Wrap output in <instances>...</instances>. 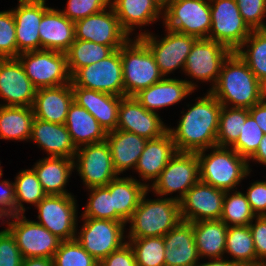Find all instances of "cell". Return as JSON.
Here are the masks:
<instances>
[{
  "instance_id": "cell-1",
  "label": "cell",
  "mask_w": 266,
  "mask_h": 266,
  "mask_svg": "<svg viewBox=\"0 0 266 266\" xmlns=\"http://www.w3.org/2000/svg\"><path fill=\"white\" fill-rule=\"evenodd\" d=\"M197 101L177 122V127H168L177 152L197 153L210 147L217 146L219 114L222 104L209 92Z\"/></svg>"
},
{
  "instance_id": "cell-2",
  "label": "cell",
  "mask_w": 266,
  "mask_h": 266,
  "mask_svg": "<svg viewBox=\"0 0 266 266\" xmlns=\"http://www.w3.org/2000/svg\"><path fill=\"white\" fill-rule=\"evenodd\" d=\"M222 106L250 109L261 101L260 81L236 52L224 61L215 86L209 91Z\"/></svg>"
},
{
  "instance_id": "cell-3",
  "label": "cell",
  "mask_w": 266,
  "mask_h": 266,
  "mask_svg": "<svg viewBox=\"0 0 266 266\" xmlns=\"http://www.w3.org/2000/svg\"><path fill=\"white\" fill-rule=\"evenodd\" d=\"M149 189L142 196L138 207L127 221L129 232L127 239L145 237H163L173 229L181 219L180 203L171 197L146 199Z\"/></svg>"
},
{
  "instance_id": "cell-4",
  "label": "cell",
  "mask_w": 266,
  "mask_h": 266,
  "mask_svg": "<svg viewBox=\"0 0 266 266\" xmlns=\"http://www.w3.org/2000/svg\"><path fill=\"white\" fill-rule=\"evenodd\" d=\"M208 150L210 153L206 154ZM197 157L200 180L225 192L237 190L241 181L251 173L248 160L231 147H210L197 152Z\"/></svg>"
},
{
  "instance_id": "cell-5",
  "label": "cell",
  "mask_w": 266,
  "mask_h": 266,
  "mask_svg": "<svg viewBox=\"0 0 266 266\" xmlns=\"http://www.w3.org/2000/svg\"><path fill=\"white\" fill-rule=\"evenodd\" d=\"M120 56L124 96H134L164 78L152 52L140 38H130L120 48Z\"/></svg>"
},
{
  "instance_id": "cell-6",
  "label": "cell",
  "mask_w": 266,
  "mask_h": 266,
  "mask_svg": "<svg viewBox=\"0 0 266 266\" xmlns=\"http://www.w3.org/2000/svg\"><path fill=\"white\" fill-rule=\"evenodd\" d=\"M17 59L36 89L71 83L65 52L35 50L22 52Z\"/></svg>"
},
{
  "instance_id": "cell-7",
  "label": "cell",
  "mask_w": 266,
  "mask_h": 266,
  "mask_svg": "<svg viewBox=\"0 0 266 266\" xmlns=\"http://www.w3.org/2000/svg\"><path fill=\"white\" fill-rule=\"evenodd\" d=\"M163 26L172 31L208 38L211 30L209 0H171L163 8Z\"/></svg>"
},
{
  "instance_id": "cell-8",
  "label": "cell",
  "mask_w": 266,
  "mask_h": 266,
  "mask_svg": "<svg viewBox=\"0 0 266 266\" xmlns=\"http://www.w3.org/2000/svg\"><path fill=\"white\" fill-rule=\"evenodd\" d=\"M199 180L197 153L176 152L148 189L157 197H164L177 192L179 195L177 194L172 198L180 201Z\"/></svg>"
},
{
  "instance_id": "cell-9",
  "label": "cell",
  "mask_w": 266,
  "mask_h": 266,
  "mask_svg": "<svg viewBox=\"0 0 266 266\" xmlns=\"http://www.w3.org/2000/svg\"><path fill=\"white\" fill-rule=\"evenodd\" d=\"M81 219L84 222L80 231H76L78 234L75 239L99 263L127 243L124 234L127 222L95 218Z\"/></svg>"
},
{
  "instance_id": "cell-10",
  "label": "cell",
  "mask_w": 266,
  "mask_h": 266,
  "mask_svg": "<svg viewBox=\"0 0 266 266\" xmlns=\"http://www.w3.org/2000/svg\"><path fill=\"white\" fill-rule=\"evenodd\" d=\"M5 223L6 228L14 236L23 258H53L62 242L36 221L27 219L24 214H16L5 220L3 224Z\"/></svg>"
},
{
  "instance_id": "cell-11",
  "label": "cell",
  "mask_w": 266,
  "mask_h": 266,
  "mask_svg": "<svg viewBox=\"0 0 266 266\" xmlns=\"http://www.w3.org/2000/svg\"><path fill=\"white\" fill-rule=\"evenodd\" d=\"M211 30L208 39L223 44L235 52L250 35L236 0H209Z\"/></svg>"
},
{
  "instance_id": "cell-12",
  "label": "cell",
  "mask_w": 266,
  "mask_h": 266,
  "mask_svg": "<svg viewBox=\"0 0 266 266\" xmlns=\"http://www.w3.org/2000/svg\"><path fill=\"white\" fill-rule=\"evenodd\" d=\"M74 194L46 195L35 207L38 210L36 221L60 240L76 238L78 230L77 200Z\"/></svg>"
},
{
  "instance_id": "cell-13",
  "label": "cell",
  "mask_w": 266,
  "mask_h": 266,
  "mask_svg": "<svg viewBox=\"0 0 266 266\" xmlns=\"http://www.w3.org/2000/svg\"><path fill=\"white\" fill-rule=\"evenodd\" d=\"M165 37L160 39L154 33H147L139 37L150 49L164 77H169L173 71L180 68L184 71L187 56L198 39L195 36L172 31L165 27Z\"/></svg>"
},
{
  "instance_id": "cell-14",
  "label": "cell",
  "mask_w": 266,
  "mask_h": 266,
  "mask_svg": "<svg viewBox=\"0 0 266 266\" xmlns=\"http://www.w3.org/2000/svg\"><path fill=\"white\" fill-rule=\"evenodd\" d=\"M71 86L124 97L120 49L96 63L80 68L71 76Z\"/></svg>"
},
{
  "instance_id": "cell-15",
  "label": "cell",
  "mask_w": 266,
  "mask_h": 266,
  "mask_svg": "<svg viewBox=\"0 0 266 266\" xmlns=\"http://www.w3.org/2000/svg\"><path fill=\"white\" fill-rule=\"evenodd\" d=\"M73 162L74 170H77L86 189L106 186L119 176L106 140L77 148Z\"/></svg>"
},
{
  "instance_id": "cell-16",
  "label": "cell",
  "mask_w": 266,
  "mask_h": 266,
  "mask_svg": "<svg viewBox=\"0 0 266 266\" xmlns=\"http://www.w3.org/2000/svg\"><path fill=\"white\" fill-rule=\"evenodd\" d=\"M232 51L208 38H198L187 56L184 75L196 82H210V91L216 84L224 61Z\"/></svg>"
},
{
  "instance_id": "cell-17",
  "label": "cell",
  "mask_w": 266,
  "mask_h": 266,
  "mask_svg": "<svg viewBox=\"0 0 266 266\" xmlns=\"http://www.w3.org/2000/svg\"><path fill=\"white\" fill-rule=\"evenodd\" d=\"M75 24V39L120 49L130 36L122 29L114 9L110 5L105 10L79 19Z\"/></svg>"
},
{
  "instance_id": "cell-18",
  "label": "cell",
  "mask_w": 266,
  "mask_h": 266,
  "mask_svg": "<svg viewBox=\"0 0 266 266\" xmlns=\"http://www.w3.org/2000/svg\"><path fill=\"white\" fill-rule=\"evenodd\" d=\"M225 194L199 180L179 201L181 219L188 222L220 220Z\"/></svg>"
},
{
  "instance_id": "cell-19",
  "label": "cell",
  "mask_w": 266,
  "mask_h": 266,
  "mask_svg": "<svg viewBox=\"0 0 266 266\" xmlns=\"http://www.w3.org/2000/svg\"><path fill=\"white\" fill-rule=\"evenodd\" d=\"M162 120L159 113L146 110L134 96H124L118 109L116 129L153 140L168 132V127Z\"/></svg>"
},
{
  "instance_id": "cell-20",
  "label": "cell",
  "mask_w": 266,
  "mask_h": 266,
  "mask_svg": "<svg viewBox=\"0 0 266 266\" xmlns=\"http://www.w3.org/2000/svg\"><path fill=\"white\" fill-rule=\"evenodd\" d=\"M36 90L17 58L0 59V105L32 107Z\"/></svg>"
},
{
  "instance_id": "cell-21",
  "label": "cell",
  "mask_w": 266,
  "mask_h": 266,
  "mask_svg": "<svg viewBox=\"0 0 266 266\" xmlns=\"http://www.w3.org/2000/svg\"><path fill=\"white\" fill-rule=\"evenodd\" d=\"M46 0H18L11 9L15 21L18 56L22 52L41 50L39 25L43 14L50 8Z\"/></svg>"
},
{
  "instance_id": "cell-22",
  "label": "cell",
  "mask_w": 266,
  "mask_h": 266,
  "mask_svg": "<svg viewBox=\"0 0 266 266\" xmlns=\"http://www.w3.org/2000/svg\"><path fill=\"white\" fill-rule=\"evenodd\" d=\"M199 86L194 80L164 77L150 87L139 91L134 98L148 111L173 106L191 95Z\"/></svg>"
},
{
  "instance_id": "cell-23",
  "label": "cell",
  "mask_w": 266,
  "mask_h": 266,
  "mask_svg": "<svg viewBox=\"0 0 266 266\" xmlns=\"http://www.w3.org/2000/svg\"><path fill=\"white\" fill-rule=\"evenodd\" d=\"M110 5L114 9L122 29L129 36H132V32L139 27L140 33H136L134 38H139L150 32L142 30L143 26L152 25L160 18L163 19V8L155 0H110Z\"/></svg>"
},
{
  "instance_id": "cell-24",
  "label": "cell",
  "mask_w": 266,
  "mask_h": 266,
  "mask_svg": "<svg viewBox=\"0 0 266 266\" xmlns=\"http://www.w3.org/2000/svg\"><path fill=\"white\" fill-rule=\"evenodd\" d=\"M71 88L74 102L93 115L107 133L116 130L121 96L79 86Z\"/></svg>"
},
{
  "instance_id": "cell-25",
  "label": "cell",
  "mask_w": 266,
  "mask_h": 266,
  "mask_svg": "<svg viewBox=\"0 0 266 266\" xmlns=\"http://www.w3.org/2000/svg\"><path fill=\"white\" fill-rule=\"evenodd\" d=\"M163 238L165 266H195L200 260L192 222L180 221Z\"/></svg>"
},
{
  "instance_id": "cell-26",
  "label": "cell",
  "mask_w": 266,
  "mask_h": 266,
  "mask_svg": "<svg viewBox=\"0 0 266 266\" xmlns=\"http://www.w3.org/2000/svg\"><path fill=\"white\" fill-rule=\"evenodd\" d=\"M73 101L71 83L37 89L32 106L34 116L45 122L65 124Z\"/></svg>"
},
{
  "instance_id": "cell-27",
  "label": "cell",
  "mask_w": 266,
  "mask_h": 266,
  "mask_svg": "<svg viewBox=\"0 0 266 266\" xmlns=\"http://www.w3.org/2000/svg\"><path fill=\"white\" fill-rule=\"evenodd\" d=\"M47 153V157H65L73 159L77 148L65 124L51 123L34 119L29 140Z\"/></svg>"
},
{
  "instance_id": "cell-28",
  "label": "cell",
  "mask_w": 266,
  "mask_h": 266,
  "mask_svg": "<svg viewBox=\"0 0 266 266\" xmlns=\"http://www.w3.org/2000/svg\"><path fill=\"white\" fill-rule=\"evenodd\" d=\"M176 152L174 141L169 132L157 139L148 140L134 172L136 171L138 177L144 181V185L149 187L148 181L154 182L159 177Z\"/></svg>"
},
{
  "instance_id": "cell-29",
  "label": "cell",
  "mask_w": 266,
  "mask_h": 266,
  "mask_svg": "<svg viewBox=\"0 0 266 266\" xmlns=\"http://www.w3.org/2000/svg\"><path fill=\"white\" fill-rule=\"evenodd\" d=\"M41 50L66 52L75 41V24L60 9L50 7L39 25Z\"/></svg>"
},
{
  "instance_id": "cell-30",
  "label": "cell",
  "mask_w": 266,
  "mask_h": 266,
  "mask_svg": "<svg viewBox=\"0 0 266 266\" xmlns=\"http://www.w3.org/2000/svg\"><path fill=\"white\" fill-rule=\"evenodd\" d=\"M106 141L114 169L120 175L131 168L134 171L148 140L135 133L116 129L107 133Z\"/></svg>"
},
{
  "instance_id": "cell-31",
  "label": "cell",
  "mask_w": 266,
  "mask_h": 266,
  "mask_svg": "<svg viewBox=\"0 0 266 266\" xmlns=\"http://www.w3.org/2000/svg\"><path fill=\"white\" fill-rule=\"evenodd\" d=\"M32 169L37 174L46 195H70L66 186L74 172V162L65 157H44L39 159Z\"/></svg>"
},
{
  "instance_id": "cell-32",
  "label": "cell",
  "mask_w": 266,
  "mask_h": 266,
  "mask_svg": "<svg viewBox=\"0 0 266 266\" xmlns=\"http://www.w3.org/2000/svg\"><path fill=\"white\" fill-rule=\"evenodd\" d=\"M65 126L76 148L103 142L107 137V132L94 116L74 101L67 113Z\"/></svg>"
},
{
  "instance_id": "cell-33",
  "label": "cell",
  "mask_w": 266,
  "mask_h": 266,
  "mask_svg": "<svg viewBox=\"0 0 266 266\" xmlns=\"http://www.w3.org/2000/svg\"><path fill=\"white\" fill-rule=\"evenodd\" d=\"M192 224L199 257L208 260L225 257L228 226L222 220H202Z\"/></svg>"
},
{
  "instance_id": "cell-34",
  "label": "cell",
  "mask_w": 266,
  "mask_h": 266,
  "mask_svg": "<svg viewBox=\"0 0 266 266\" xmlns=\"http://www.w3.org/2000/svg\"><path fill=\"white\" fill-rule=\"evenodd\" d=\"M106 187L110 190L112 197L113 209L127 222L139 202L148 190L144 183L136 179V177H117L109 182Z\"/></svg>"
},
{
  "instance_id": "cell-35",
  "label": "cell",
  "mask_w": 266,
  "mask_h": 266,
  "mask_svg": "<svg viewBox=\"0 0 266 266\" xmlns=\"http://www.w3.org/2000/svg\"><path fill=\"white\" fill-rule=\"evenodd\" d=\"M34 119L32 107L0 105V139L28 142Z\"/></svg>"
},
{
  "instance_id": "cell-36",
  "label": "cell",
  "mask_w": 266,
  "mask_h": 266,
  "mask_svg": "<svg viewBox=\"0 0 266 266\" xmlns=\"http://www.w3.org/2000/svg\"><path fill=\"white\" fill-rule=\"evenodd\" d=\"M239 266L256 265L261 262L256 258L253 236L249 226H228L225 254Z\"/></svg>"
},
{
  "instance_id": "cell-37",
  "label": "cell",
  "mask_w": 266,
  "mask_h": 266,
  "mask_svg": "<svg viewBox=\"0 0 266 266\" xmlns=\"http://www.w3.org/2000/svg\"><path fill=\"white\" fill-rule=\"evenodd\" d=\"M235 52L259 81L266 78V29L252 30Z\"/></svg>"
},
{
  "instance_id": "cell-38",
  "label": "cell",
  "mask_w": 266,
  "mask_h": 266,
  "mask_svg": "<svg viewBox=\"0 0 266 266\" xmlns=\"http://www.w3.org/2000/svg\"><path fill=\"white\" fill-rule=\"evenodd\" d=\"M114 51L111 46L75 39L70 48L65 52L70 76L82 67L107 58Z\"/></svg>"
},
{
  "instance_id": "cell-39",
  "label": "cell",
  "mask_w": 266,
  "mask_h": 266,
  "mask_svg": "<svg viewBox=\"0 0 266 266\" xmlns=\"http://www.w3.org/2000/svg\"><path fill=\"white\" fill-rule=\"evenodd\" d=\"M14 186L15 215L25 214L27 209L23 202L36 207L46 196L37 174L32 168L20 170L15 177Z\"/></svg>"
},
{
  "instance_id": "cell-40",
  "label": "cell",
  "mask_w": 266,
  "mask_h": 266,
  "mask_svg": "<svg viewBox=\"0 0 266 266\" xmlns=\"http://www.w3.org/2000/svg\"><path fill=\"white\" fill-rule=\"evenodd\" d=\"M248 115V109L222 106L216 135L217 146L231 147L239 138Z\"/></svg>"
},
{
  "instance_id": "cell-41",
  "label": "cell",
  "mask_w": 266,
  "mask_h": 266,
  "mask_svg": "<svg viewBox=\"0 0 266 266\" xmlns=\"http://www.w3.org/2000/svg\"><path fill=\"white\" fill-rule=\"evenodd\" d=\"M255 217L245 193L226 191L220 218L226 226H249Z\"/></svg>"
},
{
  "instance_id": "cell-42",
  "label": "cell",
  "mask_w": 266,
  "mask_h": 266,
  "mask_svg": "<svg viewBox=\"0 0 266 266\" xmlns=\"http://www.w3.org/2000/svg\"><path fill=\"white\" fill-rule=\"evenodd\" d=\"M87 204L82 212V218L107 219L126 222L114 209L110 190L106 186L92 187Z\"/></svg>"
},
{
  "instance_id": "cell-43",
  "label": "cell",
  "mask_w": 266,
  "mask_h": 266,
  "mask_svg": "<svg viewBox=\"0 0 266 266\" xmlns=\"http://www.w3.org/2000/svg\"><path fill=\"white\" fill-rule=\"evenodd\" d=\"M126 240L134 251L137 266H165L163 237Z\"/></svg>"
},
{
  "instance_id": "cell-44",
  "label": "cell",
  "mask_w": 266,
  "mask_h": 266,
  "mask_svg": "<svg viewBox=\"0 0 266 266\" xmlns=\"http://www.w3.org/2000/svg\"><path fill=\"white\" fill-rule=\"evenodd\" d=\"M52 260L54 266H99L76 239L62 241Z\"/></svg>"
},
{
  "instance_id": "cell-45",
  "label": "cell",
  "mask_w": 266,
  "mask_h": 266,
  "mask_svg": "<svg viewBox=\"0 0 266 266\" xmlns=\"http://www.w3.org/2000/svg\"><path fill=\"white\" fill-rule=\"evenodd\" d=\"M264 133L254 118L249 114L246 118L239 138L231 146L240 156L247 160L256 152Z\"/></svg>"
},
{
  "instance_id": "cell-46",
  "label": "cell",
  "mask_w": 266,
  "mask_h": 266,
  "mask_svg": "<svg viewBox=\"0 0 266 266\" xmlns=\"http://www.w3.org/2000/svg\"><path fill=\"white\" fill-rule=\"evenodd\" d=\"M16 28L11 10L0 11V59L17 58Z\"/></svg>"
},
{
  "instance_id": "cell-47",
  "label": "cell",
  "mask_w": 266,
  "mask_h": 266,
  "mask_svg": "<svg viewBox=\"0 0 266 266\" xmlns=\"http://www.w3.org/2000/svg\"><path fill=\"white\" fill-rule=\"evenodd\" d=\"M64 10H60L69 20L75 22L99 13L110 6V0H67Z\"/></svg>"
},
{
  "instance_id": "cell-48",
  "label": "cell",
  "mask_w": 266,
  "mask_h": 266,
  "mask_svg": "<svg viewBox=\"0 0 266 266\" xmlns=\"http://www.w3.org/2000/svg\"><path fill=\"white\" fill-rule=\"evenodd\" d=\"M244 22L251 30L266 29V0H236Z\"/></svg>"
},
{
  "instance_id": "cell-49",
  "label": "cell",
  "mask_w": 266,
  "mask_h": 266,
  "mask_svg": "<svg viewBox=\"0 0 266 266\" xmlns=\"http://www.w3.org/2000/svg\"><path fill=\"white\" fill-rule=\"evenodd\" d=\"M22 261L14 236L7 228L0 230V266H21Z\"/></svg>"
},
{
  "instance_id": "cell-50",
  "label": "cell",
  "mask_w": 266,
  "mask_h": 266,
  "mask_svg": "<svg viewBox=\"0 0 266 266\" xmlns=\"http://www.w3.org/2000/svg\"><path fill=\"white\" fill-rule=\"evenodd\" d=\"M245 194L255 216H266V181H254Z\"/></svg>"
},
{
  "instance_id": "cell-51",
  "label": "cell",
  "mask_w": 266,
  "mask_h": 266,
  "mask_svg": "<svg viewBox=\"0 0 266 266\" xmlns=\"http://www.w3.org/2000/svg\"><path fill=\"white\" fill-rule=\"evenodd\" d=\"M0 220L2 224L15 215V186L10 180L0 181ZM6 218V219H5Z\"/></svg>"
},
{
  "instance_id": "cell-52",
  "label": "cell",
  "mask_w": 266,
  "mask_h": 266,
  "mask_svg": "<svg viewBox=\"0 0 266 266\" xmlns=\"http://www.w3.org/2000/svg\"><path fill=\"white\" fill-rule=\"evenodd\" d=\"M249 227L253 236L256 258L266 263V216H256Z\"/></svg>"
},
{
  "instance_id": "cell-53",
  "label": "cell",
  "mask_w": 266,
  "mask_h": 266,
  "mask_svg": "<svg viewBox=\"0 0 266 266\" xmlns=\"http://www.w3.org/2000/svg\"><path fill=\"white\" fill-rule=\"evenodd\" d=\"M99 266H137L135 254L127 242L120 249L105 257Z\"/></svg>"
},
{
  "instance_id": "cell-54",
  "label": "cell",
  "mask_w": 266,
  "mask_h": 266,
  "mask_svg": "<svg viewBox=\"0 0 266 266\" xmlns=\"http://www.w3.org/2000/svg\"><path fill=\"white\" fill-rule=\"evenodd\" d=\"M248 111L262 129L263 133L266 134V102L260 101L248 109Z\"/></svg>"
},
{
  "instance_id": "cell-55",
  "label": "cell",
  "mask_w": 266,
  "mask_h": 266,
  "mask_svg": "<svg viewBox=\"0 0 266 266\" xmlns=\"http://www.w3.org/2000/svg\"><path fill=\"white\" fill-rule=\"evenodd\" d=\"M257 162L260 165L266 166V134H264L263 138L260 141L259 147L256 152L248 159V166L250 172L252 171L250 165V161Z\"/></svg>"
},
{
  "instance_id": "cell-56",
  "label": "cell",
  "mask_w": 266,
  "mask_h": 266,
  "mask_svg": "<svg viewBox=\"0 0 266 266\" xmlns=\"http://www.w3.org/2000/svg\"><path fill=\"white\" fill-rule=\"evenodd\" d=\"M21 266H54L52 258L29 257L23 258Z\"/></svg>"
},
{
  "instance_id": "cell-57",
  "label": "cell",
  "mask_w": 266,
  "mask_h": 266,
  "mask_svg": "<svg viewBox=\"0 0 266 266\" xmlns=\"http://www.w3.org/2000/svg\"><path fill=\"white\" fill-rule=\"evenodd\" d=\"M195 266H239L229 260V257L227 256V259L223 258H216V259H210L209 262L200 263L198 262Z\"/></svg>"
},
{
  "instance_id": "cell-58",
  "label": "cell",
  "mask_w": 266,
  "mask_h": 266,
  "mask_svg": "<svg viewBox=\"0 0 266 266\" xmlns=\"http://www.w3.org/2000/svg\"><path fill=\"white\" fill-rule=\"evenodd\" d=\"M260 95L261 101L266 102V78L260 81Z\"/></svg>"
},
{
  "instance_id": "cell-59",
  "label": "cell",
  "mask_w": 266,
  "mask_h": 266,
  "mask_svg": "<svg viewBox=\"0 0 266 266\" xmlns=\"http://www.w3.org/2000/svg\"><path fill=\"white\" fill-rule=\"evenodd\" d=\"M162 8H164L171 0H155Z\"/></svg>"
},
{
  "instance_id": "cell-60",
  "label": "cell",
  "mask_w": 266,
  "mask_h": 266,
  "mask_svg": "<svg viewBox=\"0 0 266 266\" xmlns=\"http://www.w3.org/2000/svg\"><path fill=\"white\" fill-rule=\"evenodd\" d=\"M247 266H266V263H260V264H256V265H247Z\"/></svg>"
},
{
  "instance_id": "cell-61",
  "label": "cell",
  "mask_w": 266,
  "mask_h": 266,
  "mask_svg": "<svg viewBox=\"0 0 266 266\" xmlns=\"http://www.w3.org/2000/svg\"><path fill=\"white\" fill-rule=\"evenodd\" d=\"M2 175H3V170H2L1 162H0V178H2Z\"/></svg>"
}]
</instances>
